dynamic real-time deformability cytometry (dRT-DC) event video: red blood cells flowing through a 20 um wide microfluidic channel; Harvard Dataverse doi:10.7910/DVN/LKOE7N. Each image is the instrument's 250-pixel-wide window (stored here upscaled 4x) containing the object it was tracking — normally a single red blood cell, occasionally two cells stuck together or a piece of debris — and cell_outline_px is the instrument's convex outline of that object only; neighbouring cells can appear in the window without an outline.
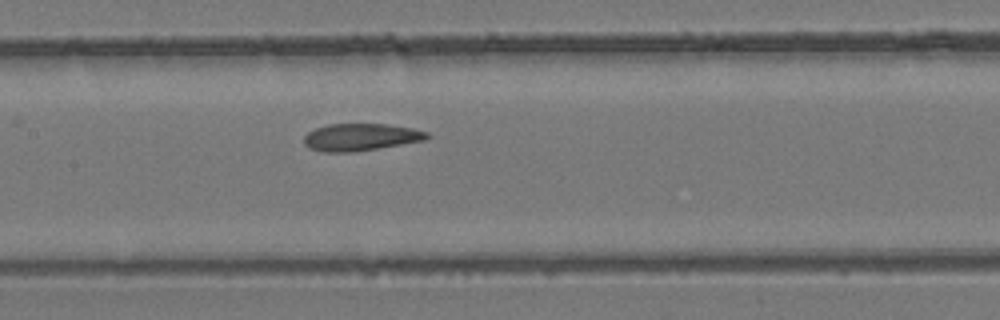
{"species": "common noctule bat (a hibernating species)", "species_latin": "Nyctalus noctula", "temperature_condition": "room temperature", "stored_images_in_passage": 7, "camera_frame_rate_fps": 3000, "um_per_image_px": 0.085, "animal": {"sex": "female", "body_mass_g": 24.6, "forearm_length_mm": 56.2}, "frame": {"image": 1, "passage_image": 7, "time_ms": 2.0, "image_size_px": [1000, 320], "cell_outline_px": [[432, 136], [424, 140], [380, 148], [352, 152], [324, 152], [308, 148], [304, 144], [304, 136], [308, 132], [316, 128], [328, 124], [384, 124], [412, 128], [428, 132]], "centroid_in_image_um": [30.65, 11.66], "position_along_channel_um": 176.8, "area_um2": 19.54}}